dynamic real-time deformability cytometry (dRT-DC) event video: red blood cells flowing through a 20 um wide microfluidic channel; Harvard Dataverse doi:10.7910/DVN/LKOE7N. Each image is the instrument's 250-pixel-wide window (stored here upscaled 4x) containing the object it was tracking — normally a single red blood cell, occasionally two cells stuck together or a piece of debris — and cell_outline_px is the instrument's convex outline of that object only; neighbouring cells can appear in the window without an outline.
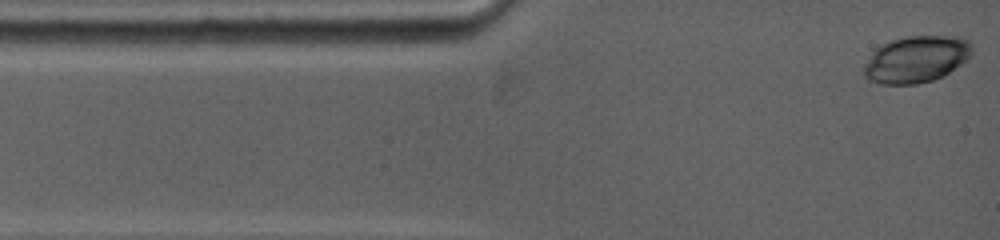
{"species": "common noctule bat (a hibernating species)", "species_latin": "Nyctalus noctula", "temperature_condition": "warm", "stored_images_in_passage": 35, "camera_frame_rate_fps": 5000, "um_per_image_px": 0.085, "animal": {"sex": "female", "body_mass_g": 19.0, "forearm_length_mm": 53.3}, "frame": {"image": 1, "passage_image": 1, "time_ms": 0.0, "image_size_px": [1000, 240], "cell_outline_px": [[972, 52], [968, 60], [944, 76], [932, 80], [916, 84], [880, 84], [868, 80], [860, 72], [864, 64], [872, 52], [880, 44], [904, 36], [960, 36], [968, 40], [972, 44]], "centroid_in_image_um": [77.86, 5.04], "position_along_channel_um": 7.1, "area_um2": 30.0}}
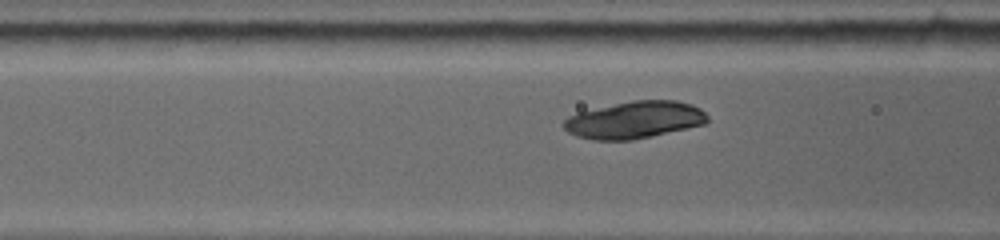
{"frame": {"image": 2, "passage_image": 21, "time_ms": 4.0, "image_size_px": [1000, 240], "cell_outline_px": [[708, 120], [704, 124], [632, 140], [592, 140], [576, 136], [568, 132], [564, 128], [564, 120], [568, 116], [580, 112], [632, 100], [676, 100], [692, 104], [700, 108], [708, 116]], "centroid_in_image_um": [53.94, 10.19], "position_along_channel_um": 112.7, "area_um2": 30.81}}
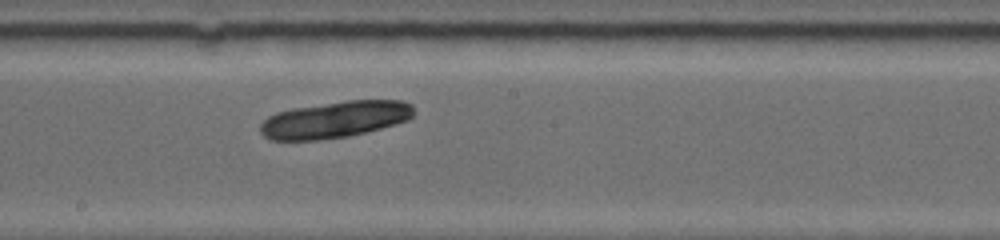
{"frame": {"image": 3, "passage_image": 35, "time_ms": 6.8, "image_size_px": [1000, 240], "cell_outline_px": [[412, 116], [408, 120], [380, 128], [348, 136], [320, 140], [272, 140], [264, 136], [260, 132], [260, 124], [268, 116], [276, 112], [292, 108], [348, 100], [404, 100], [412, 104]], "centroid_in_image_um": [28.44, 10.16], "position_along_channel_um": 219.8, "area_um2": 32.66}}